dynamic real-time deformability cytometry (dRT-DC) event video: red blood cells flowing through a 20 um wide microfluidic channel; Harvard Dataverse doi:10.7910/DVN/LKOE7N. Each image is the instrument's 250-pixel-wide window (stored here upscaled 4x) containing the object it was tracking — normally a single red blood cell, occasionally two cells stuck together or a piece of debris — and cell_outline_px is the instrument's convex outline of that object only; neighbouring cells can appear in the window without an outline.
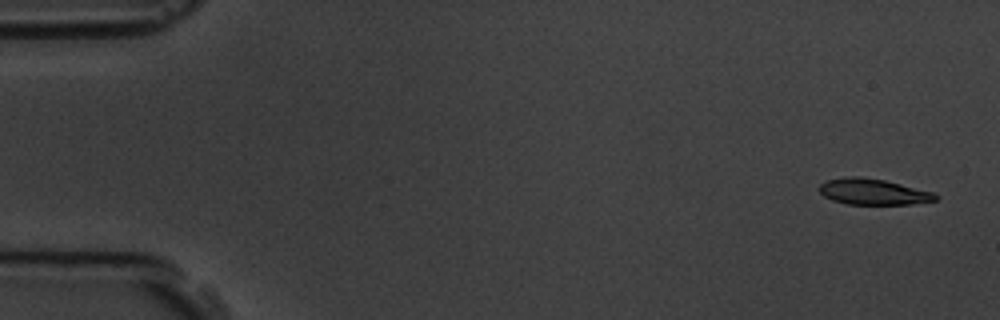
{"species": "common noctule bat (a hibernating species)", "species_latin": "Nyctalus noctula", "temperature_condition": "room temperature", "stored_images_in_passage": 4, "camera_frame_rate_fps": 3000, "um_per_image_px": 0.085, "animal": {"sex": "male", "body_mass_g": 19.5, "forearm_length_mm": 54.6}, "frame": {"image": 1, "passage_image": 1, "time_ms": 0.0, "image_size_px": [1000, 320], "cell_outline_px": [[940, 196], [936, 200], [912, 204], [848, 204], [832, 200], [824, 196], [820, 192], [820, 184], [828, 180], [852, 176], [860, 176], [884, 180], [932, 192]], "centroid_in_image_um": [74.22, 16.3], "position_along_channel_um": 10.8, "area_um2": 17.34}}
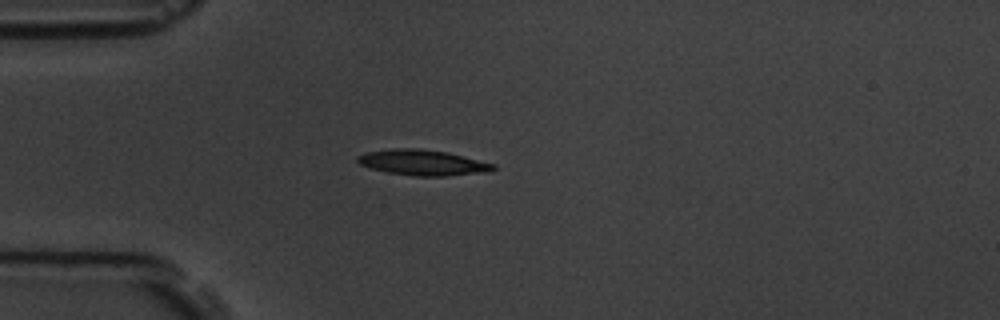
{"frame": {"image": 2, "passage_image": 4, "time_ms": 4.333, "image_size_px": [1000, 320], "cell_outline_px": [[496, 168], [484, 172], [448, 176], [412, 176], [388, 172], [372, 168], [360, 164], [356, 160], [356, 156], [364, 152], [392, 148], [420, 148], [448, 152], [496, 164]], "centroid_in_image_um": [35.91, 13.81], "position_along_channel_um": 49.1, "area_um2": 20.35}}